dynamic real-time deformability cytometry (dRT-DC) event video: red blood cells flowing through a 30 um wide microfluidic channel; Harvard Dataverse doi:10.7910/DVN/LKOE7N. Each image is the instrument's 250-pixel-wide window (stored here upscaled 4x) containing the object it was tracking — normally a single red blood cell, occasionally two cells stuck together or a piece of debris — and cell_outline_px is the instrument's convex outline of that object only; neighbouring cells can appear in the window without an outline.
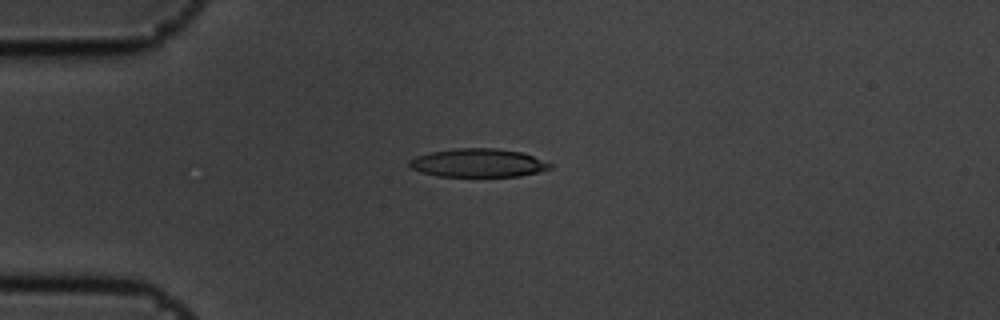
{"species": "common noctule bat (a hibernating species)", "species_latin": "Nyctalus noctula", "temperature_condition": "cold", "stored_images_in_passage": 9, "camera_frame_rate_fps": 3000, "um_per_image_px": 0.085, "animal": {"sex": "male", "body_mass_g": 19.5, "forearm_length_mm": 54.6}, "frame": {"image": 1, "passage_image": 3, "time_ms": 0.667, "image_size_px": [1000, 320], "cell_outline_px": [[552, 168], [520, 176], [436, 176], [420, 172], [412, 168], [408, 164], [408, 160], [416, 156], [432, 152], [456, 148], [496, 148], [520, 152], [532, 156], [552, 164]], "centroid_in_image_um": [40.6, 13.85], "position_along_channel_um": 44.4, "area_um2": 23.12}}
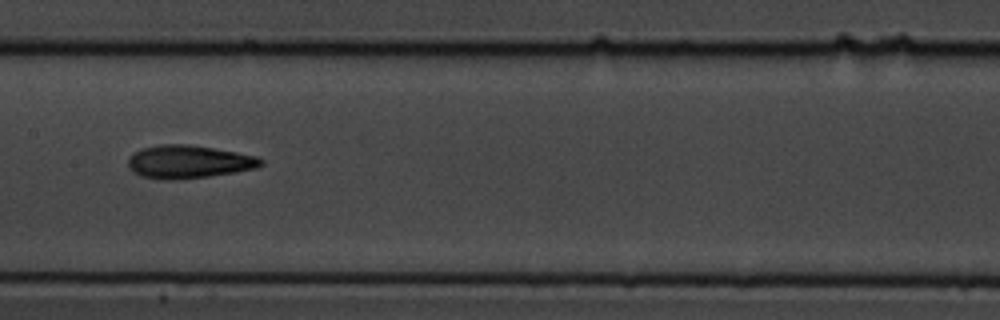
{"frame": {"image": 2, "passage_image": 7, "time_ms": 2.0, "image_size_px": [1000, 320], "cell_outline_px": [[264, 164], [256, 168], [236, 172], [180, 180], [168, 180], [140, 176], [128, 168], [128, 156], [140, 148], [160, 144], [188, 144], [236, 152], [256, 156], [264, 160]], "centroid_in_image_um": [16.01, 13.75], "position_along_channel_um": 191.4, "area_um2": 25.78}}
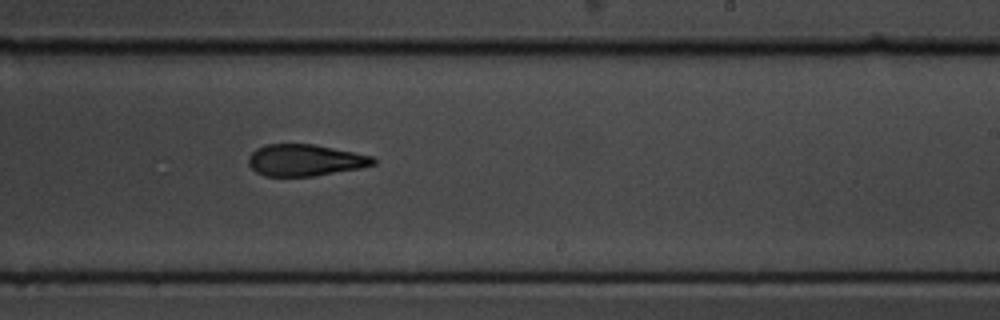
{"frame": {"image": 3, "passage_image": 9, "time_ms": 2.667, "image_size_px": [1000, 320], "cell_outline_px": [[376, 164], [360, 168], [312, 176], [264, 176], [256, 172], [248, 164], [248, 156], [256, 148], [264, 144], [312, 144], [372, 156], [376, 160]], "centroid_in_image_um": [25.89, 13.61], "position_along_channel_um": 263.1, "area_um2": 22.89}}